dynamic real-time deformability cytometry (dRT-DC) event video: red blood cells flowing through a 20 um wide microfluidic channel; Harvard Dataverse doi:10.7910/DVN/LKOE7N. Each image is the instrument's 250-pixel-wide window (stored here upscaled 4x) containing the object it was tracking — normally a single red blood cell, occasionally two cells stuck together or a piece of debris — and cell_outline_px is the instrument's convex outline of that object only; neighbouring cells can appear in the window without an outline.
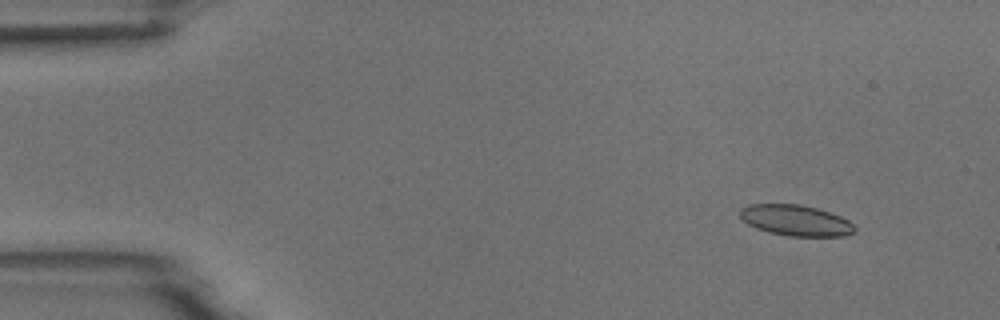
{"species": "common noctule bat (a hibernating species)", "species_latin": "Nyctalus noctula", "temperature_condition": "room temperature", "stored_images_in_passage": 6, "camera_frame_rate_fps": 3000, "um_per_image_px": 0.085, "animal": {"sex": "male", "body_mass_g": 18.8}, "frame": {"image": 1, "passage_image": 2, "time_ms": 1.0, "image_size_px": [1000, 320], "cell_outline_px": [[856, 228], [852, 232], [844, 236], [788, 236], [756, 228], [748, 224], [740, 216], [740, 208], [748, 204], [800, 204], [816, 208], [840, 216], [848, 220]], "centroid_in_image_um": [67.62, 18.72], "position_along_channel_um": 17.4, "area_um2": 20.4}}
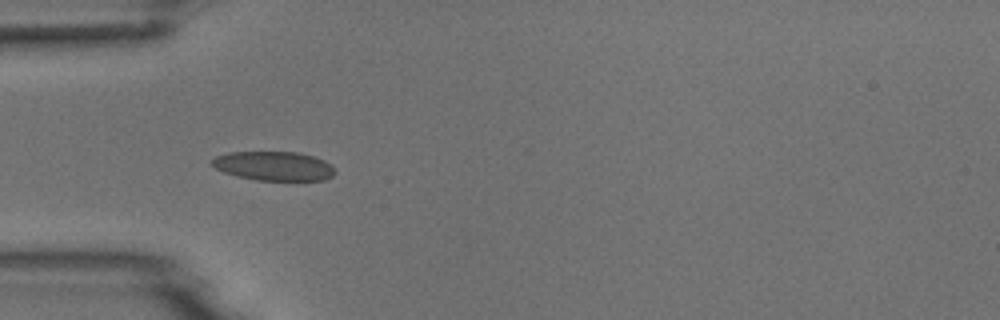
{"frame": {"image": 2, "passage_image": 5, "time_ms": 4.667, "image_size_px": [1000, 320], "cell_outline_px": [[336, 172], [332, 176], [324, 180], [256, 180], [236, 176], [224, 172], [216, 168], [212, 164], [212, 160], [216, 156], [228, 152], [300, 152], [324, 160], [332, 164]], "centroid_in_image_um": [23.3, 14.11], "position_along_channel_um": 61.7, "area_um2": 20.92}}
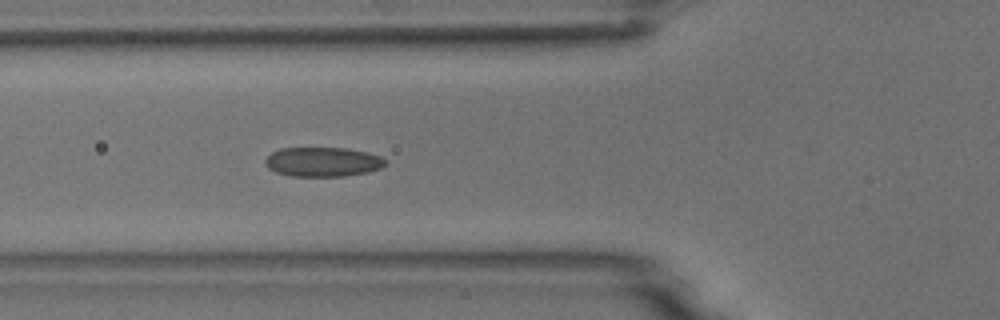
{"frame": {"image": 3, "passage_image": 6, "time_ms": 5.667, "image_size_px": [1000, 320], "cell_outline_px": [[388, 164], [380, 168], [368, 172], [344, 176], [292, 176], [276, 172], [268, 168], [264, 164], [264, 160], [272, 152], [280, 148], [348, 148], [368, 152], [380, 156], [388, 160]], "centroid_in_image_um": [27.46, 13.75], "position_along_channel_um": 98.3, "area_um2": 20.81}}